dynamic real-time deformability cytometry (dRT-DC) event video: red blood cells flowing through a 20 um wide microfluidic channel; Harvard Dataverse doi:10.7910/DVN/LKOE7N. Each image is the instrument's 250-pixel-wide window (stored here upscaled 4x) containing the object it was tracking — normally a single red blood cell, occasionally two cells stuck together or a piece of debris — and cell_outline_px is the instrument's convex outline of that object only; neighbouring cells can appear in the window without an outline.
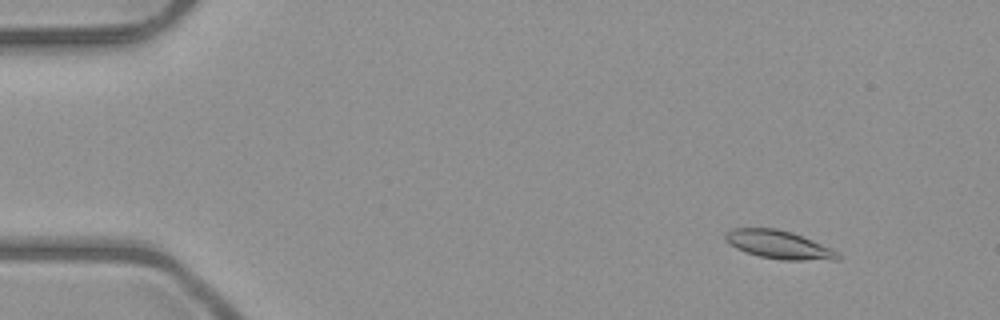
{"species": "common noctule bat (a hibernating species)", "species_latin": "Nyctalus noctula", "temperature_condition": "room temperature", "stored_images_in_passage": 6, "camera_frame_rate_fps": 3000, "um_per_image_px": 0.085, "animal": {"sex": "male", "body_mass_g": 23.1, "forearm_length_mm": 52.7}, "frame": {"image": 1, "passage_image": 2, "time_ms": 1.333, "image_size_px": [1000, 320], "cell_outline_px": [[840, 260], [780, 260], [760, 256], [736, 248], [724, 240], [724, 232], [732, 228], [776, 228], [792, 232], [832, 248], [840, 256]], "centroid_in_image_um": [66.19, 20.79], "position_along_channel_um": 18.8, "area_um2": 18.55}}